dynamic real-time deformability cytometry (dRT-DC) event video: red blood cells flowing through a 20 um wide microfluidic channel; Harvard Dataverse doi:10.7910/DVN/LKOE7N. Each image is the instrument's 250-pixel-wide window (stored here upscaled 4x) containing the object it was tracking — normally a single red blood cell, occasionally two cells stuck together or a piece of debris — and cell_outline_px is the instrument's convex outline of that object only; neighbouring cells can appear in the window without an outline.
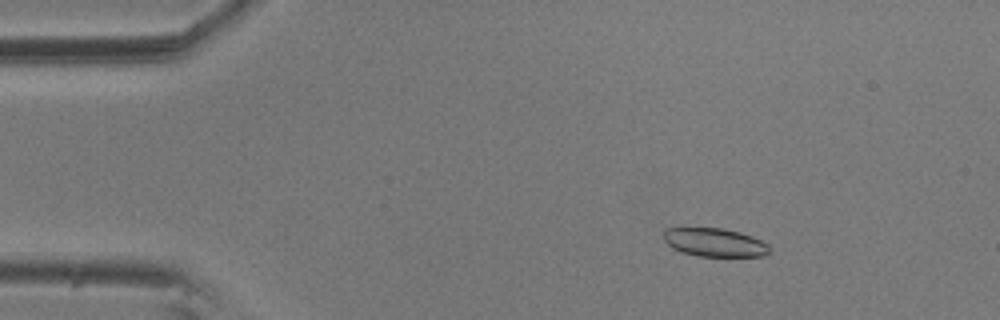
{"species": "common noctule bat (a hibernating species)", "species_latin": "Nyctalus noctula", "temperature_condition": "room temperature", "stored_images_in_passage": 5, "camera_frame_rate_fps": 3000, "um_per_image_px": 0.085, "animal": {"sex": "male", "body_mass_g": 20.5, "forearm_length_mm": 52.5}, "frame": {"image": 1, "passage_image": 3, "time_ms": 0.667, "image_size_px": [1000, 320], "cell_outline_px": [[768, 252], [764, 256], [696, 256], [680, 252], [672, 248], [664, 240], [664, 228], [724, 228], [740, 232], [752, 236], [768, 244]], "centroid_in_image_um": [60.71, 20.6], "position_along_channel_um": 24.3, "area_um2": 17.57}}